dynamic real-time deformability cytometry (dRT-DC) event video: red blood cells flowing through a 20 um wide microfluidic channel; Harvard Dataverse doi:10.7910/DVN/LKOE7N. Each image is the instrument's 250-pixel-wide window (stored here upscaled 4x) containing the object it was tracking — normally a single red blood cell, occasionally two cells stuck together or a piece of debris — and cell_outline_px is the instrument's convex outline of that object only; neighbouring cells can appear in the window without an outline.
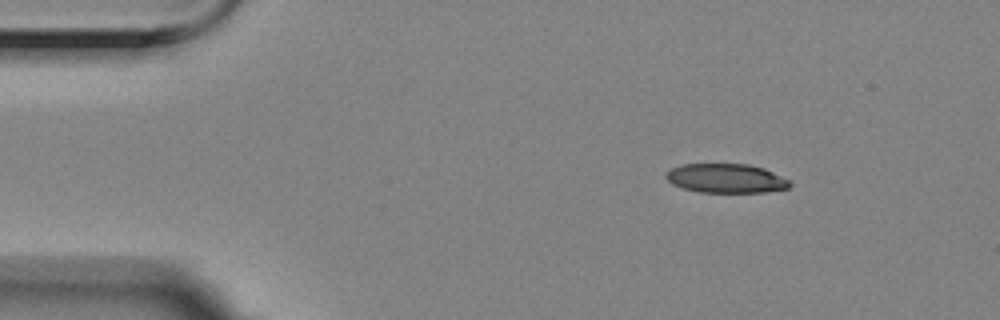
{"species": "Egyptian fruit bat (a non-hibernating species)", "species_latin": "Rousettus aegyptiacus", "temperature_condition": "room temperature", "stored_images_in_passage": 49, "camera_frame_rate_fps": 3000, "um_per_image_px": 0.085, "animal": {"sex": "female"}, "frame": {"image": 1, "passage_image": 1, "time_ms": 0.0, "image_size_px": [1000, 320], "cell_outline_px": [[792, 184], [788, 188], [764, 192], [700, 192], [684, 188], [672, 184], [664, 176], [672, 168], [680, 164], [748, 164], [764, 168], [788, 180]], "centroid_in_image_um": [61.7, 15.15], "position_along_channel_um": 23.3, "area_um2": 20.87}}
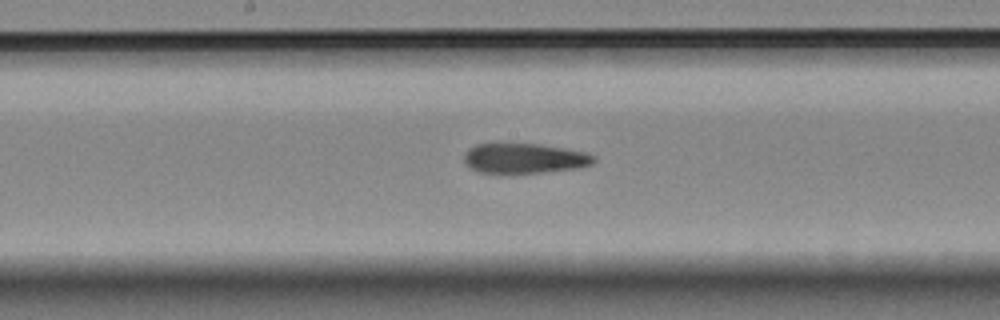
{"frame": {"image": 2, "passage_image": 22, "time_ms": 7.0, "image_size_px": [1000, 320], "cell_outline_px": [[596, 160], [592, 164], [580, 168], [512, 176], [476, 172], [468, 168], [464, 164], [464, 152], [468, 148], [476, 144], [492, 140], [496, 140], [540, 144], [564, 148], [584, 152], [596, 156]], "centroid_in_image_um": [44.44, 13.46], "position_along_channel_um": 203.8, "area_um2": 24.74}}
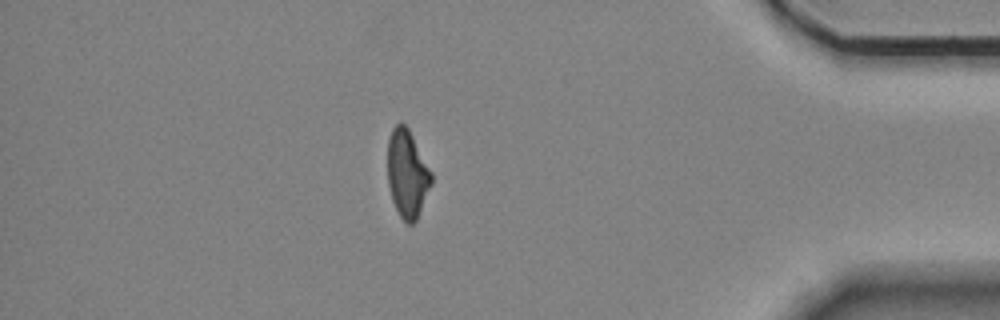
{"frame": {"image": 3, "passage_image": 42, "time_ms": 13.667, "image_size_px": [1000, 320], "cell_outline_px": [[432, 184], [416, 220], [412, 224], [408, 224], [400, 216], [392, 200], [388, 184], [388, 140], [392, 128], [400, 120], [408, 128], [432, 172]], "centroid_in_image_um": [34.61, 14.75], "position_along_channel_um": 400.6, "area_um2": 22.31}, "authors_computed_cell_mechanics": {"area_um2": 23.409, "velocity_mm_per_s": 3.5364, "shape_relaxation_time_tau1_ms": null, "shape_relaxation_time_tau2_ms": 5.0596, "deformation_change_tau1": null, "deformation_change_tau2": 0.1407}}